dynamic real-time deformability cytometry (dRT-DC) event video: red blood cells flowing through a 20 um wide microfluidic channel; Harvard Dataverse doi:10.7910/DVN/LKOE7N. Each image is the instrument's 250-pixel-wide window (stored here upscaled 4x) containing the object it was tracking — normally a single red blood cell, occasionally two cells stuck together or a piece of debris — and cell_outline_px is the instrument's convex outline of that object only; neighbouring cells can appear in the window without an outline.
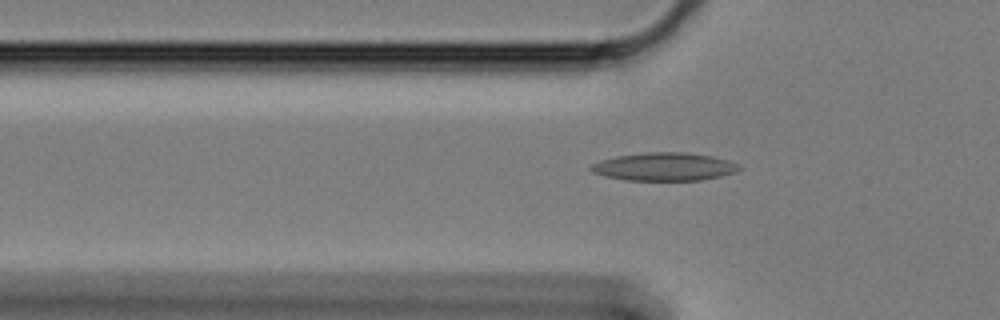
{"species": "Egyptian fruit bat (a non-hibernating species)", "species_latin": "Rousettus aegyptiacus", "temperature_condition": "cold", "stored_images_in_passage": 52, "camera_frame_rate_fps": 3000, "um_per_image_px": 0.085, "animal": {"sex": "female"}, "frame": {"image": 1, "passage_image": 11, "time_ms": 3.333, "image_size_px": [1000, 320], "cell_outline_px": [[740, 168], [736, 172], [720, 176], [700, 180], [624, 180], [604, 176], [592, 172], [588, 168], [592, 164], [600, 160], [616, 156], [644, 152], [684, 152], [712, 156], [728, 160], [736, 164]], "centroid_in_image_um": [56.41, 14.16], "position_along_channel_um": 69.4, "area_um2": 24.22}}
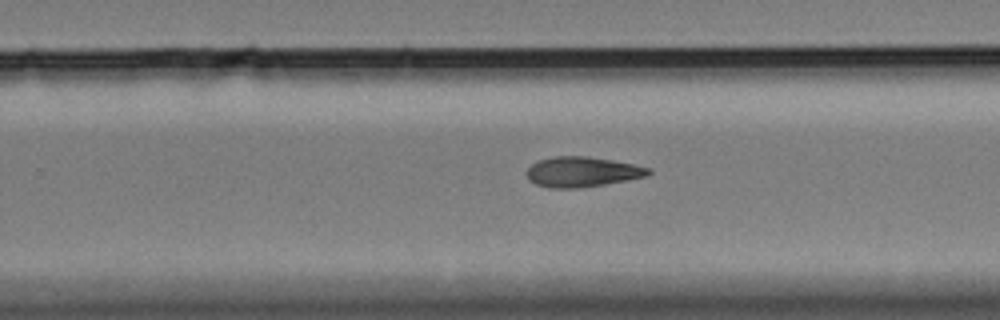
{"frame": {"image": 2, "passage_image": 30, "time_ms": 9.667, "image_size_px": [1000, 320], "cell_outline_px": [[652, 172], [648, 176], [628, 180], [604, 184], [576, 188], [552, 188], [536, 184], [528, 180], [528, 168], [532, 164], [540, 160], [552, 156], [588, 156], [612, 160], [652, 168]], "centroid_in_image_um": [49.52, 14.6], "position_along_channel_um": 280.3, "area_um2": 21.33}}
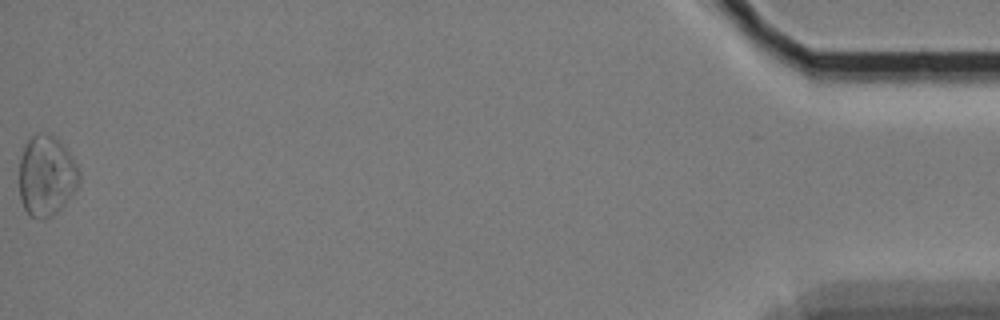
{"frame": {"image": 3, "passage_image": 52, "time_ms": 17.0, "image_size_px": [1000, 320], "cell_outline_px": [[80, 184], [64, 204], [52, 216], [32, 216], [24, 208], [20, 200], [20, 156], [28, 140], [36, 132], [52, 136], [68, 152], [76, 164], [80, 172]], "centroid_in_image_um": [3.95, 14.94], "position_along_channel_um": 431.3, "area_um2": 27.46}}